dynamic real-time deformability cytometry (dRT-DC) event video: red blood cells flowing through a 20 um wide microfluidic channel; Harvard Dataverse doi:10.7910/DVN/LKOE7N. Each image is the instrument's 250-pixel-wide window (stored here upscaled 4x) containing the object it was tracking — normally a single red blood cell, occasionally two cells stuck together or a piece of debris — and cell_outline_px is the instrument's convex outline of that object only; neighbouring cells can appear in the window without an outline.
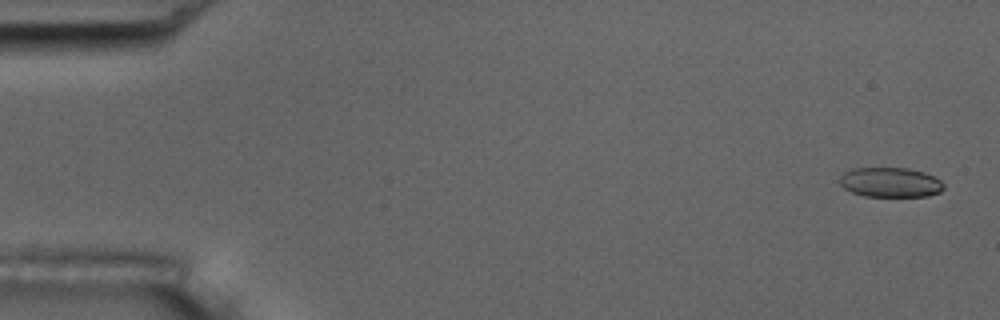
{"species": "common noctule bat (a hibernating species)", "species_latin": "Nyctalus noctula", "temperature_condition": "room temperature", "stored_images_in_passage": 54, "camera_frame_rate_fps": 3000, "um_per_image_px": 0.085, "animal": {"sex": "male", "body_mass_g": 17.5, "forearm_length_mm": 52.3}, "frame": {"image": 1, "passage_image": 2, "time_ms": 0.333, "image_size_px": [1000, 320], "cell_outline_px": [[944, 188], [940, 192], [928, 196], [864, 196], [852, 192], [844, 188], [840, 184], [840, 176], [844, 172], [852, 168], [908, 168], [924, 172], [940, 180], [944, 184]], "centroid_in_image_um": [75.67, 15.5], "position_along_channel_um": 9.3, "area_um2": 18.03}}
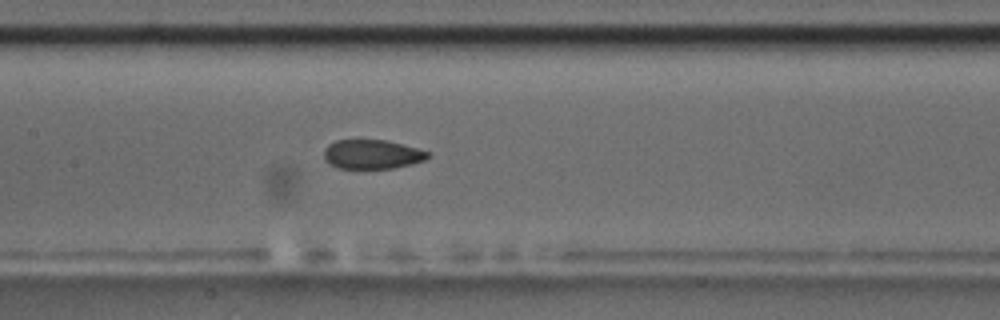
{"frame": {"image": 2, "passage_image": 26, "time_ms": 8.333, "image_size_px": [1000, 320], "cell_outline_px": [[428, 156], [424, 160], [412, 164], [392, 168], [336, 168], [328, 164], [324, 160], [324, 148], [328, 144], [336, 140], [388, 140], [416, 148], [428, 152]], "centroid_in_image_um": [31.56, 13.11], "position_along_channel_um": 175.8, "area_um2": 17.69}}
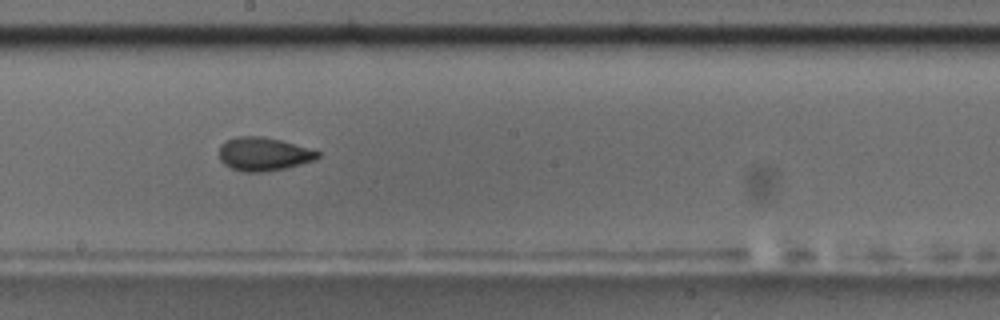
{"frame": {"image": 3, "passage_image": 30, "time_ms": 9.667, "image_size_px": [1000, 320], "cell_outline_px": [[320, 156], [316, 160], [284, 168], [264, 172], [244, 172], [232, 168], [224, 164], [220, 160], [220, 144], [236, 136], [264, 136], [280, 140], [320, 152]], "centroid_in_image_um": [22.39, 13.09], "position_along_channel_um": 225.8, "area_um2": 19.07}, "authors_computed_cell_mechanics": {"area_um2": 19.074, "velocity_mm_per_s": 3.7672, "shape_relaxation_time_tau1_ms": 9.7215, "shape_relaxation_time_tau2_ms": 1.3558, "deformation_change_tau1": 0.1862, "deformation_change_tau2": 0.0648}}